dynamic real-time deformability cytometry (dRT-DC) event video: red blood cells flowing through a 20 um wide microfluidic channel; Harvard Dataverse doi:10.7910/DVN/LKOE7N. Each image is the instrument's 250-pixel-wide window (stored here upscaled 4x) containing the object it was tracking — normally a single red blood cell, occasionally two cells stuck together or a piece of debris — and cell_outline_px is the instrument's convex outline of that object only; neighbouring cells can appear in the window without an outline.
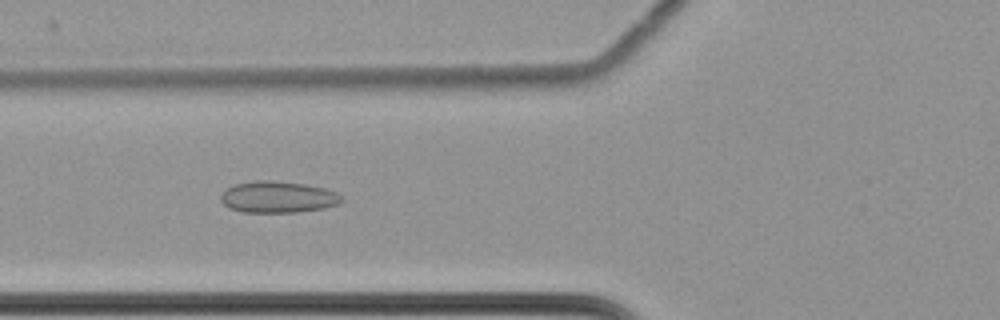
{"species": "common noctule bat (a hibernating species)", "species_latin": "Nyctalus noctula", "temperature_condition": "cold", "stored_images_in_passage": 53, "camera_frame_rate_fps": 3000, "um_per_image_px": 0.085, "animal": {"sex": "female", "body_mass_g": 22.7, "forearm_length_mm": 54.2}, "frame": {"image": 1, "passage_image": 17, "time_ms": 5.333, "image_size_px": [1000, 320], "cell_outline_px": [[344, 200], [340, 204], [324, 208], [296, 212], [244, 212], [228, 208], [220, 200], [220, 196], [232, 184], [252, 180], [272, 180], [304, 184], [324, 188], [336, 192], [344, 196]], "centroid_in_image_um": [23.63, 16.74], "position_along_channel_um": 102.2, "area_um2": 22.43}}
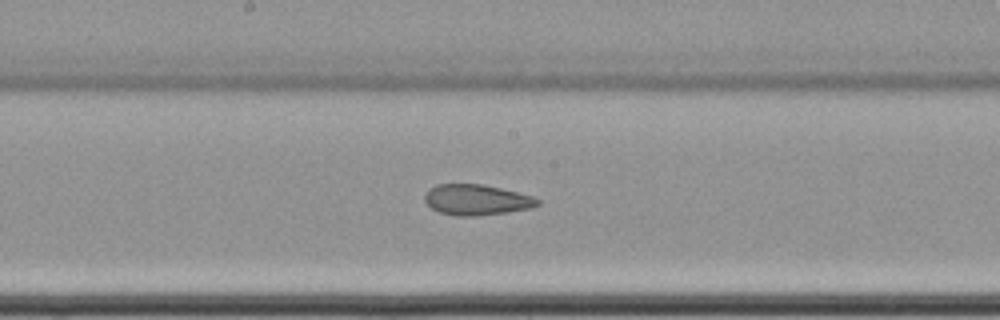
{"frame": {"image": 2, "passage_image": 26, "time_ms": 8.333, "image_size_px": [1000, 320], "cell_outline_px": [[540, 204], [532, 208], [508, 212], [472, 216], [456, 216], [440, 212], [432, 208], [424, 200], [424, 196], [428, 188], [436, 184], [480, 184], [500, 188], [532, 196], [540, 200]], "centroid_in_image_um": [40.49, 16.98], "position_along_channel_um": 207.7, "area_um2": 20.11}}
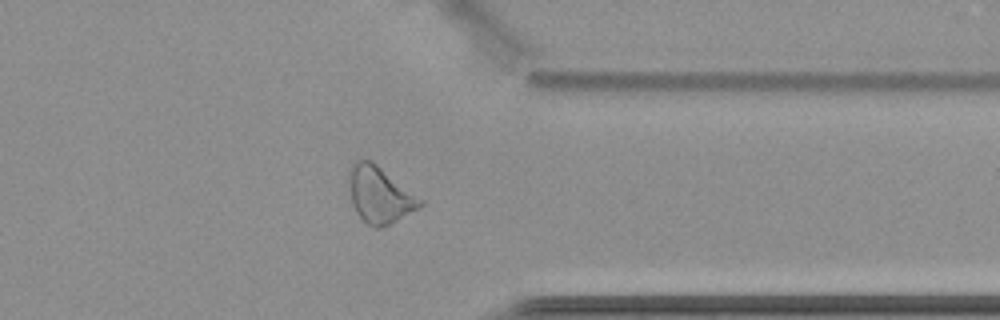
{"frame": {"image": 3, "passage_image": 41, "time_ms": 13.333, "image_size_px": [1000, 320], "cell_outline_px": [[424, 204], [420, 208], [380, 228], [376, 228], [368, 224], [356, 212], [352, 204], [348, 168], [356, 160], [372, 160], [424, 200]], "centroid_in_image_um": [32.29, 16.54], "position_along_channel_um": 379.1, "area_um2": 23.29}, "authors_computed_cell_mechanics": {"area_um2": 23.0622, "velocity_mm_per_s": 3.5124, "shape_relaxation_time_tau1_ms": null, "shape_relaxation_time_tau2_ms": 3.5222, "deformation_change_tau1": null, "deformation_change_tau2": 0.1039}}